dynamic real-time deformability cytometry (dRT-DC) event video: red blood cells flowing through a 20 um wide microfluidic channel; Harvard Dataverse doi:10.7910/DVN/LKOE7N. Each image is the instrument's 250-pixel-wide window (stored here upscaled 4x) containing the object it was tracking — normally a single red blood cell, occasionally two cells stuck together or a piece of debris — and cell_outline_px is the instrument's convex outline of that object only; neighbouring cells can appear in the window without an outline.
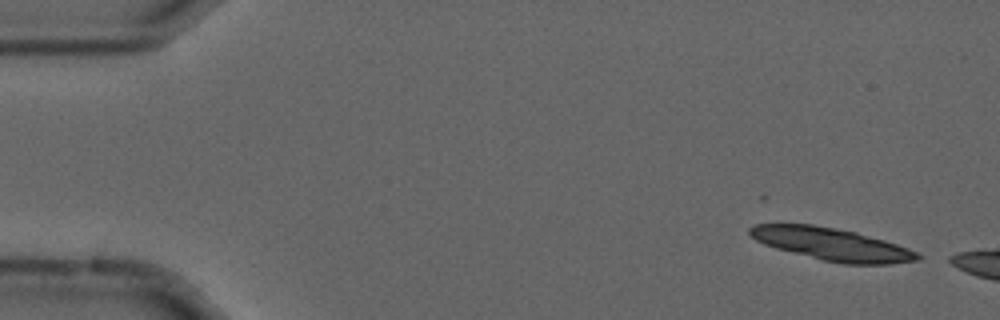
{"species": "common noctule bat (a hibernating species)", "species_latin": "Nyctalus noctula", "temperature_condition": "cold", "stored_images_in_passage": 10, "camera_frame_rate_fps": 3000, "um_per_image_px": 0.085, "animal": {"sex": "male", "forearm_length_mm": 52.5}, "frame": {"image": 1, "passage_image": 3, "time_ms": 0.667, "image_size_px": [1000, 320], "cell_outline_px": [[924, 256], [920, 260], [892, 264], [844, 264], [824, 260], [776, 248], [764, 244], [756, 240], [748, 232], [748, 228], [752, 224], [812, 224], [856, 232], [884, 240], [908, 248]], "centroid_in_image_um": [70.72, 20.76], "position_along_channel_um": 14.3, "area_um2": 31.62}}